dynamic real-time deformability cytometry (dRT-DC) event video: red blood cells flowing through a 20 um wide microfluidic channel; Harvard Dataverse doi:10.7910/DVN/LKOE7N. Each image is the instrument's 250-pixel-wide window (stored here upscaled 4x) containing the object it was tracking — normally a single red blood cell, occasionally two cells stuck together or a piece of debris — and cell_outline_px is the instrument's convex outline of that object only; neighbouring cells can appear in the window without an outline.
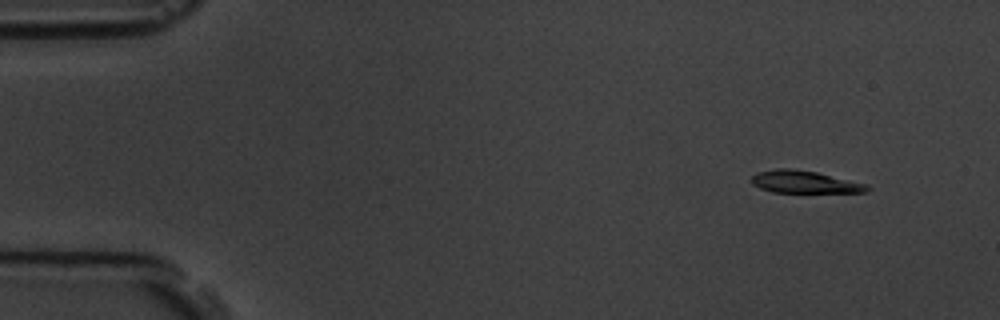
{"species": "common noctule bat (a hibernating species)", "species_latin": "Nyctalus noctula", "temperature_condition": "room temperature", "stored_images_in_passage": 5, "camera_frame_rate_fps": 3000, "um_per_image_px": 0.085, "animal": {"sex": "male", "body_mass_g": 19.5, "forearm_length_mm": 54.6}, "frame": {"image": 1, "passage_image": 2, "time_ms": 1.0, "image_size_px": [1000, 320], "cell_outline_px": [[872, 188], [868, 192], [772, 192], [760, 188], [752, 184], [752, 176], [756, 172], [776, 168], [792, 168], [816, 172], [868, 184]], "centroid_in_image_um": [68.39, 15.46], "position_along_channel_um": 16.6, "area_um2": 15.14}}
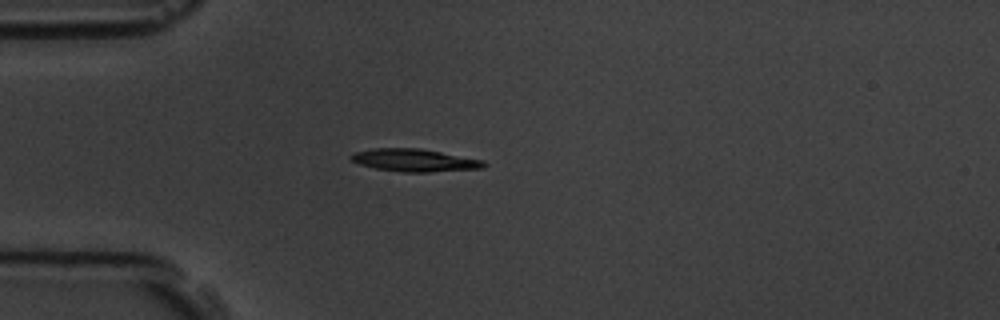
{"frame": {"image": 2, "passage_image": 5, "time_ms": 4.333, "image_size_px": [1000, 320], "cell_outline_px": [[488, 164], [484, 168], [428, 172], [404, 172], [376, 168], [360, 164], [352, 160], [348, 156], [356, 152], [376, 148], [420, 148], [484, 160]], "centroid_in_image_um": [35.28, 13.62], "position_along_channel_um": 49.7, "area_um2": 17.4}}